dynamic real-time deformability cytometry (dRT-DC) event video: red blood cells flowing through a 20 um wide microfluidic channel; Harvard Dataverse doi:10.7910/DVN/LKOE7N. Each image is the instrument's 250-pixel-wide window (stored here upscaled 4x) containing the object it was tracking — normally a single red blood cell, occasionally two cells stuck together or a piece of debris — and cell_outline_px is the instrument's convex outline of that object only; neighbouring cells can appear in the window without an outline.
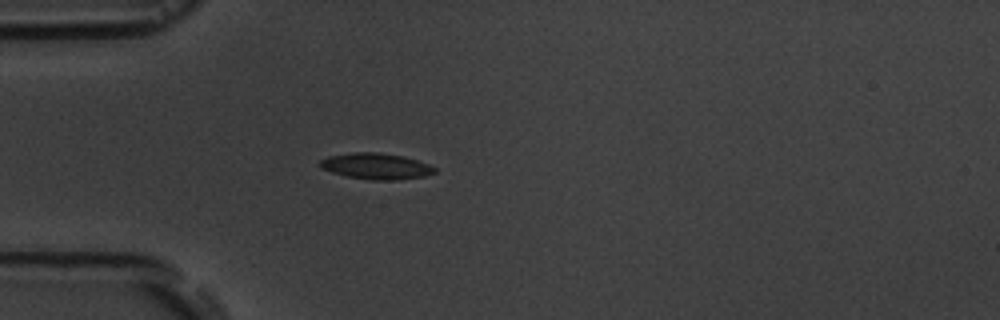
{"species": "common noctule bat (a hibernating species)", "species_latin": "Nyctalus noctula", "temperature_condition": "room temperature", "stored_images_in_passage": 4, "camera_frame_rate_fps": 3000, "um_per_image_px": 0.085, "animal": {"sex": "male", "body_mass_g": 19.5, "forearm_length_mm": 54.6}, "frame": {"image": 1, "passage_image": 4, "time_ms": 3.667, "image_size_px": [1000, 320], "cell_outline_px": [[436, 172], [424, 176], [396, 180], [368, 180], [348, 176], [332, 172], [320, 168], [320, 160], [328, 156], [356, 152], [376, 152], [404, 156], [428, 164], [436, 168]], "centroid_in_image_um": [31.96, 14.13], "position_along_channel_um": 53.0, "area_um2": 17.34}}